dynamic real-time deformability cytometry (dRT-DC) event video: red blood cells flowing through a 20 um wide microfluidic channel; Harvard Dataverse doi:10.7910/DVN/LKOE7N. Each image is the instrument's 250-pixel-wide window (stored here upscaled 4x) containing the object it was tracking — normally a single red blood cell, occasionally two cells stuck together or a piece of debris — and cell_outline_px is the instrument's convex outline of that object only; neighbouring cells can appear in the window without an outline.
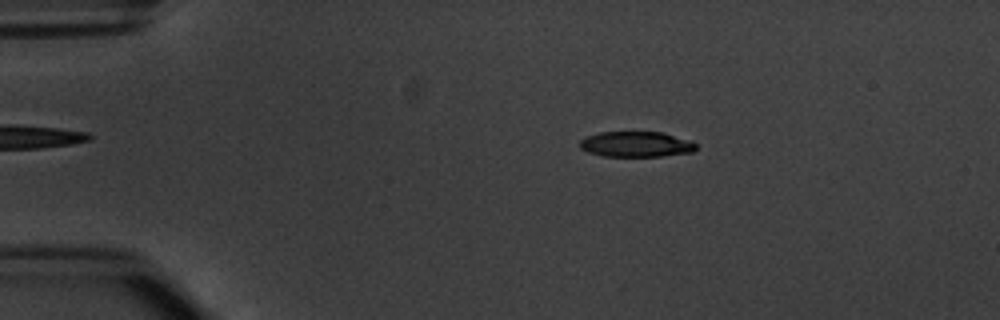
{"species": "common noctule bat (a hibernating species)", "species_latin": "Nyctalus noctula", "temperature_condition": "warm", "stored_images_in_passage": 9, "camera_frame_rate_fps": 3000, "um_per_image_px": 0.085, "animal": {"sex": "male", "body_mass_g": 20.1, "forearm_length_mm": 53.5}, "frame": {"image": 1, "passage_image": 2, "time_ms": 1.333, "image_size_px": [1000, 320], "cell_outline_px": [[696, 148], [692, 152], [660, 156], [604, 156], [588, 152], [580, 148], [580, 140], [588, 136], [600, 132], [664, 132], [692, 140], [696, 144]], "centroid_in_image_um": [54.1, 12.25], "position_along_channel_um": 30.9, "area_um2": 17.28}}
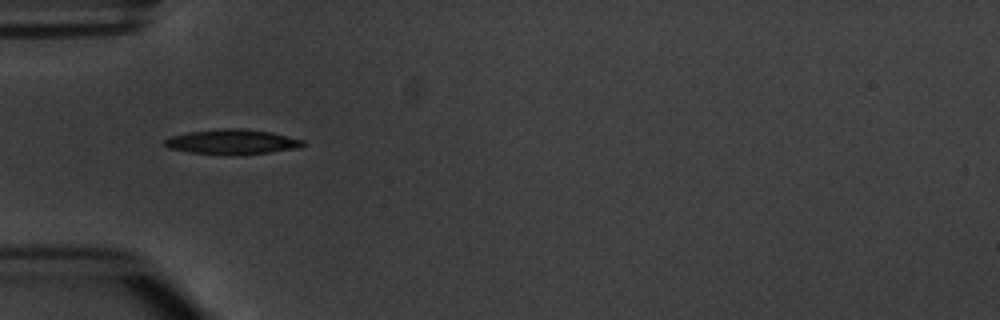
{"frame": {"image": 2, "passage_image": 4, "time_ms": 3.667, "image_size_px": [1000, 320], "cell_outline_px": [[304, 144], [300, 148], [236, 156], [232, 156], [188, 152], [168, 148], [164, 144], [164, 140], [172, 136], [188, 132], [224, 128], [240, 128], [272, 132], [304, 140]], "centroid_in_image_um": [19.74, 12.07], "position_along_channel_um": 65.3, "area_um2": 20.29}}
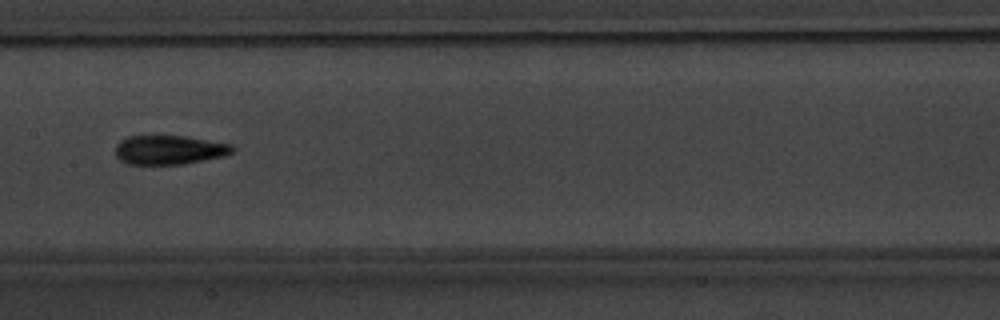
{"frame": {"image": 3, "passage_image": 7, "time_ms": 7.0, "image_size_px": [1000, 320], "cell_outline_px": [[236, 148], [232, 152], [224, 156], [180, 164], [124, 164], [116, 156], [116, 144], [120, 140], [128, 136], [188, 136], [232, 144]], "centroid_in_image_um": [14.38, 12.73], "position_along_channel_um": 193.0, "area_um2": 19.94}}